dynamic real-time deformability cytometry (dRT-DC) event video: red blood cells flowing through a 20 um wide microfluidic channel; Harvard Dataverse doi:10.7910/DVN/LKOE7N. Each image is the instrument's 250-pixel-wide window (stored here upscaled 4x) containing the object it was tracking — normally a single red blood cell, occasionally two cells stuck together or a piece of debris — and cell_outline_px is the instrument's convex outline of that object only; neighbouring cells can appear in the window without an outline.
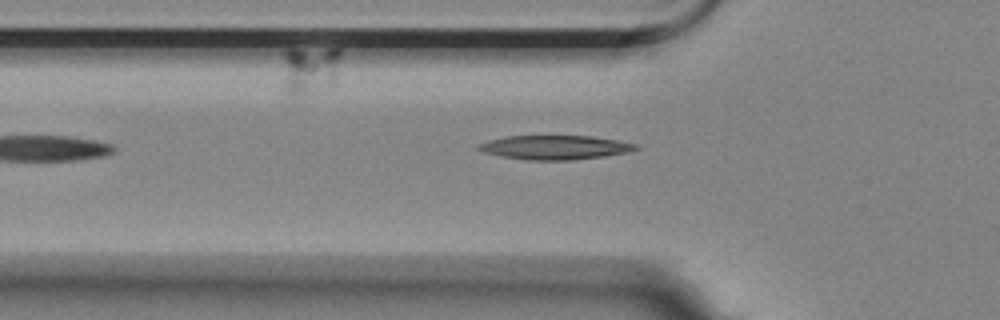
{"species": "Egyptian fruit bat (a non-hibernating species)", "species_latin": "Rousettus aegyptiacus", "temperature_condition": "room temperature", "stored_images_in_passage": 11, "segment_of_instrument_passage": [1, 3], "camera_frame_rate_fps": 3000, "um_per_image_px": 0.085, "animal": {"sex": "female"}, "frame": {"image": 1, "passage_image": 3, "time_ms": 2.333, "image_size_px": [1000, 320], "cell_outline_px": [[640, 148], [628, 152], [604, 156], [572, 160], [528, 160], [500, 156], [484, 152], [476, 148], [476, 144], [488, 140], [508, 136], [592, 136], [616, 140], [636, 144]], "centroid_in_image_um": [47.14, 12.53], "position_along_channel_um": 78.7, "area_um2": 22.08}}
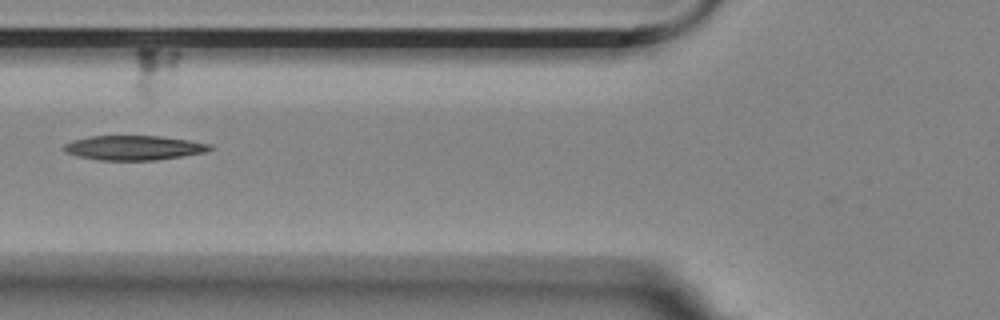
{"frame": {"image": 2, "passage_image": 4, "time_ms": 3.333, "image_size_px": [1000, 320], "cell_outline_px": [[216, 148], [208, 152], [156, 160], [96, 160], [76, 156], [64, 152], [60, 148], [64, 144], [72, 140], [88, 136], [160, 136], [188, 140], [212, 144]], "centroid_in_image_um": [11.36, 12.56], "position_along_channel_um": 114.4, "area_um2": 21.27}}